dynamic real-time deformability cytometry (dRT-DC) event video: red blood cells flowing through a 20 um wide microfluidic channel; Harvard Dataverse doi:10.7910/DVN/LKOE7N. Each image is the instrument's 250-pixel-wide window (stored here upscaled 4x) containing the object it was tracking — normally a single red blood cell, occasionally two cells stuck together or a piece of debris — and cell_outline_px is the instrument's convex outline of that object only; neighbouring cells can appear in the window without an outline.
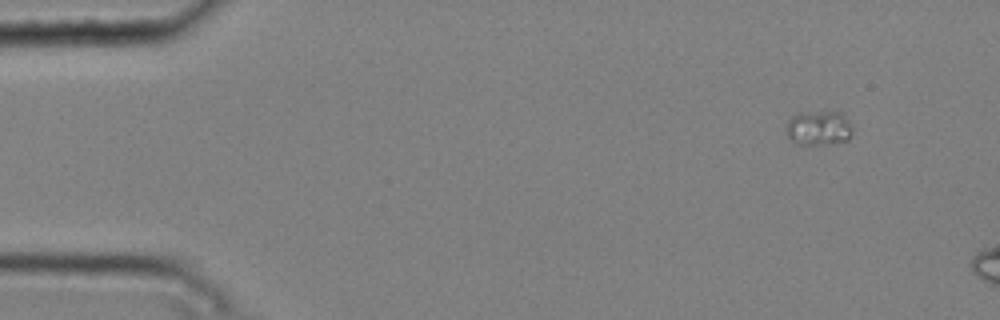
{"species": "common noctule bat (a hibernating species)", "species_latin": "Nyctalus noctula", "temperature_condition": "cold", "stored_images_in_passage": 2, "camera_frame_rate_fps": 3000, "um_per_image_px": 0.085, "animal": {"sex": "male", "body_mass_g": 20.4}, "frame": {"image": 1, "passage_image": 1, "time_ms": 0.0, "image_size_px": [1000, 320], "cell_outline_px": [[852, 132], [848, 140], [824, 144], [796, 144], [788, 136], [788, 120], [792, 116], [800, 112], [840, 112], [848, 120], [852, 128]], "centroid_in_image_um": [69.6, 10.88], "position_along_channel_um": 15.4, "area_um2": 13.12}}